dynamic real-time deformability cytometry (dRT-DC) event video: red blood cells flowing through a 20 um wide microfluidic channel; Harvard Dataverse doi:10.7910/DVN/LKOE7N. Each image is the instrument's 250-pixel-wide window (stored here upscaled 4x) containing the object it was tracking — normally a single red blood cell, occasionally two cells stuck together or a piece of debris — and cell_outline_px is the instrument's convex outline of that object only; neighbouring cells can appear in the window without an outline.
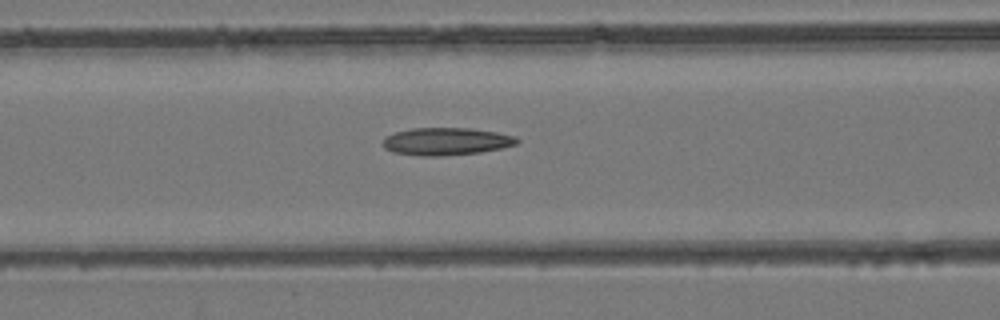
{"species": "common noctule bat (a hibernating species)", "species_latin": "Nyctalus noctula", "temperature_condition": "room temperature", "stored_images_in_passage": 47, "camera_frame_rate_fps": 3000, "um_per_image_px": 0.085, "animal": {"sex": "female", "body_mass_g": 24.6, "forearm_length_mm": 56.2}, "frame": {"image": 1, "passage_image": 20, "time_ms": 6.333, "image_size_px": [1000, 320], "cell_outline_px": [[520, 140], [516, 144], [500, 148], [480, 152], [440, 156], [424, 156], [392, 152], [384, 148], [384, 136], [392, 132], [412, 128], [472, 128], [496, 132], [516, 136]], "centroid_in_image_um": [37.9, 12.01], "position_along_channel_um": 128.7, "area_um2": 21.56}}
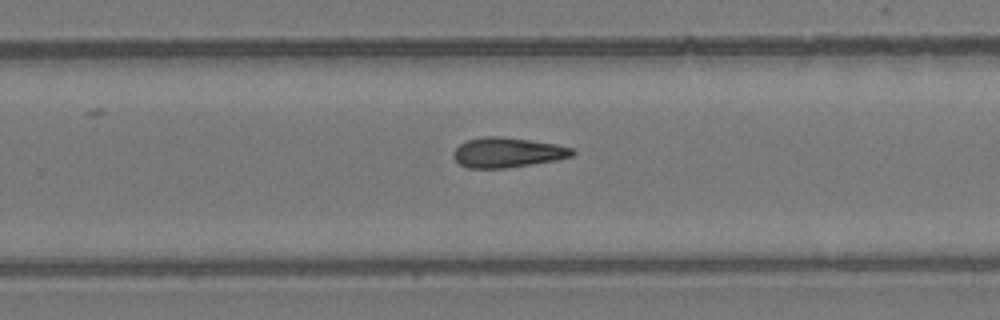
{"frame": {"image": 2, "passage_image": 31, "time_ms": 10.0, "image_size_px": [1000, 320], "cell_outline_px": [[576, 152], [572, 156], [556, 160], [504, 168], [468, 168], [460, 164], [452, 156], [452, 152], [460, 144], [468, 140], [484, 136], [500, 136], [556, 144], [572, 148]], "centroid_in_image_um": [43.11, 12.96], "position_along_channel_um": 286.7, "area_um2": 20.58}}
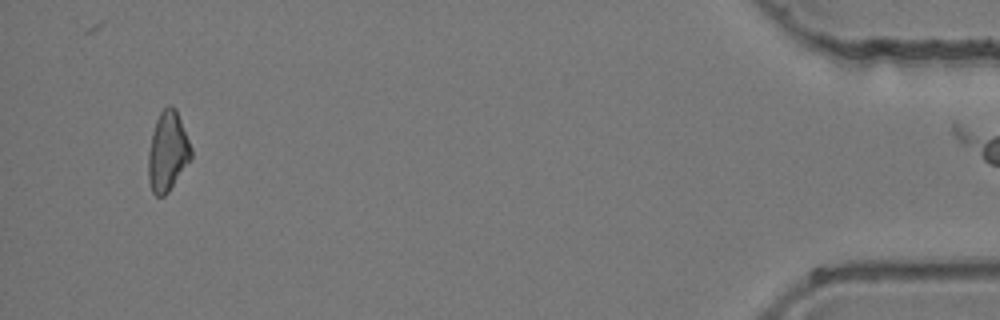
{"frame": {"image": 3, "passage_image": 46, "time_ms": 15.0, "image_size_px": [1000, 320], "cell_outline_px": [[192, 156], [168, 192], [164, 196], [156, 196], [152, 192], [148, 180], [148, 152], [152, 132], [156, 120], [160, 112], [168, 104], [172, 104], [176, 108], [192, 148]], "centroid_in_image_um": [14.23, 12.85], "position_along_channel_um": 421.0, "area_um2": 19.88}}